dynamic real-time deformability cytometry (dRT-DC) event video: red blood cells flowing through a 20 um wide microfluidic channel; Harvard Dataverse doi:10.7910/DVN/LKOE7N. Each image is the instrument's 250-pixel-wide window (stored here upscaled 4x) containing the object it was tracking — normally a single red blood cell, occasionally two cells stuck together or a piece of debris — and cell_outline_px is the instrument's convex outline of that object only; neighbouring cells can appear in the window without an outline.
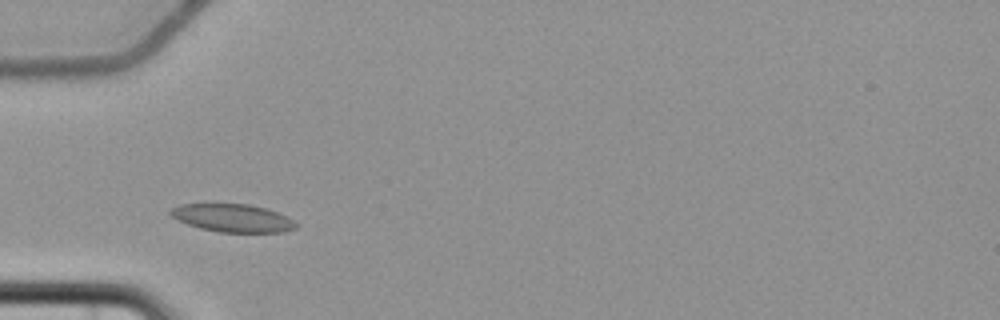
{"species": "common noctule bat (a hibernating species)", "species_latin": "Nyctalus noctula", "temperature_condition": "cold", "stored_images_in_passage": 3, "camera_frame_rate_fps": 3000, "um_per_image_px": 0.085, "animal": {"sex": "female", "body_mass_g": 22.7, "forearm_length_mm": 54.2}, "frame": {"image": 1, "passage_image": 3, "time_ms": 2.667, "image_size_px": [1000, 320], "cell_outline_px": [[296, 228], [284, 232], [220, 232], [200, 228], [188, 224], [172, 216], [168, 212], [172, 208], [180, 204], [248, 204], [268, 208], [292, 220], [296, 224]], "centroid_in_image_um": [19.77, 18.53], "position_along_channel_um": 65.2, "area_um2": 20.17}}